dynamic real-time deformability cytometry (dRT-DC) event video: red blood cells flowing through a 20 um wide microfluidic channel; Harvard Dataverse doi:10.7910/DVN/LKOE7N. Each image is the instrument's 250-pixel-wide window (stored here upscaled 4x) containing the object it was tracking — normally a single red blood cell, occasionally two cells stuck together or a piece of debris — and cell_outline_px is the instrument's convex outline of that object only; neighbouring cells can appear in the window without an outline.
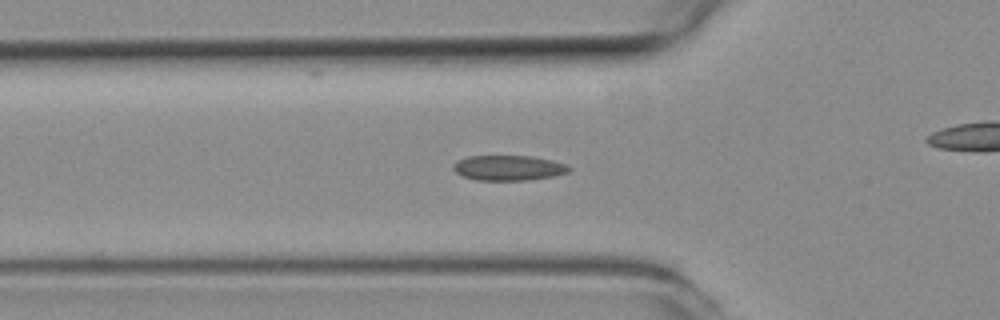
{"species": "common noctule bat (a hibernating species)", "species_latin": "Nyctalus noctula", "temperature_condition": "room temperature", "stored_images_in_passage": 50, "camera_frame_rate_fps": 3000, "um_per_image_px": 0.085, "animal": {"sex": "female", "body_mass_g": 19.3, "forearm_length_mm": 54.1}, "frame": {"image": 1, "passage_image": 15, "time_ms": 4.667, "image_size_px": [1000, 320], "cell_outline_px": [[572, 168], [568, 172], [552, 176], [528, 180], [476, 180], [460, 176], [452, 168], [452, 164], [456, 160], [468, 156], [532, 156], [552, 160], [568, 164]], "centroid_in_image_um": [43.19, 14.26], "position_along_channel_um": 82.6, "area_um2": 17.17}}
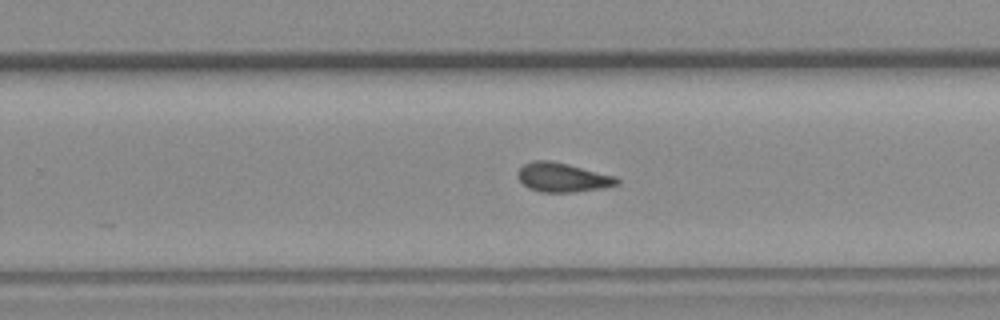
{"frame": {"image": 2, "passage_image": 30, "time_ms": 9.667, "image_size_px": [1000, 320], "cell_outline_px": [[620, 184], [600, 188], [576, 192], [540, 192], [528, 188], [516, 176], [516, 172], [524, 164], [532, 160], [548, 160], [568, 164], [616, 176], [620, 180]], "centroid_in_image_um": [47.8, 15.08], "position_along_channel_um": 282.0, "area_um2": 16.94}}
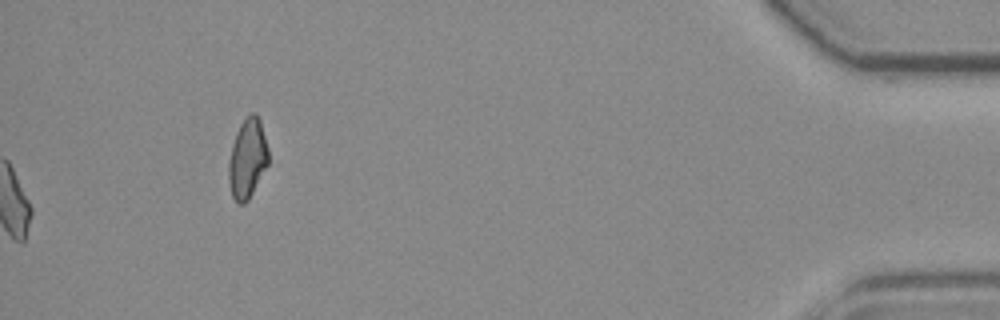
{"frame": {"image": 3, "passage_image": 50, "time_ms": 16.333, "image_size_px": [1000, 320], "cell_outline_px": [[268, 164], [248, 200], [244, 204], [240, 204], [232, 196], [228, 180], [228, 164], [232, 144], [236, 132], [240, 124], [252, 112], [256, 112], [260, 120], [268, 148]], "centroid_in_image_um": [21.02, 13.47], "position_along_channel_um": 414.2, "area_um2": 18.32}, "authors_computed_cell_mechanics": {"area_um2": 16.5597, "velocity_mm_per_s": 3.9816, "shape_relaxation_time_tau1_ms": 7.774, "shape_relaxation_time_tau2_ms": 2.8955, "deformation_change_tau1": 0.1569, "deformation_change_tau2": 0.0928}}